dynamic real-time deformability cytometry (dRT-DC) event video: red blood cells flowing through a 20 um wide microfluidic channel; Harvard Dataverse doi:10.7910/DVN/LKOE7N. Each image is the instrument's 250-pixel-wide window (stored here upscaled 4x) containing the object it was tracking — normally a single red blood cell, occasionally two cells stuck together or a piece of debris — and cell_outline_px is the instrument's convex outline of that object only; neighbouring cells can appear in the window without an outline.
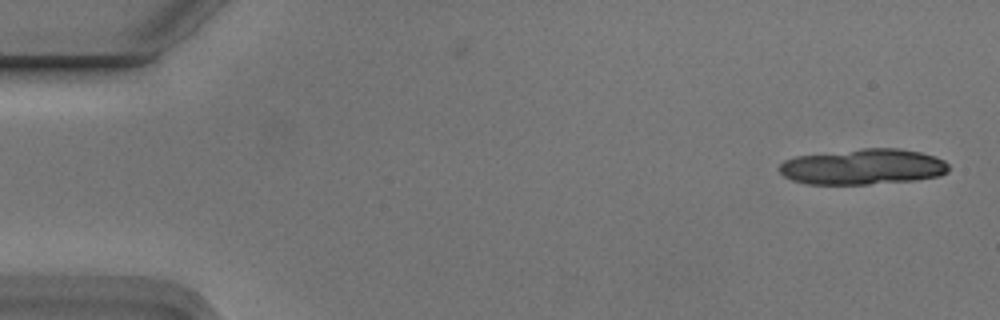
{"species": "Egyptian fruit bat (a non-hibernating species)", "species_latin": "Rousettus aegyptiacus", "temperature_condition": "cold", "stored_images_in_passage": 4, "camera_frame_rate_fps": 3000, "um_per_image_px": 0.085, "animal": {"sex": "male"}, "frame": {"image": 1, "passage_image": 1, "time_ms": 0.0, "image_size_px": [1000, 320], "cell_outline_px": [[948, 172], [940, 176], [916, 180], [868, 184], [808, 184], [792, 180], [784, 176], [780, 172], [780, 164], [784, 160], [796, 156], [864, 148], [900, 148], [920, 152], [936, 156], [944, 160], [948, 164]], "centroid_in_image_um": [73.38, 14.17], "position_along_channel_um": 11.6, "area_um2": 35.32}}